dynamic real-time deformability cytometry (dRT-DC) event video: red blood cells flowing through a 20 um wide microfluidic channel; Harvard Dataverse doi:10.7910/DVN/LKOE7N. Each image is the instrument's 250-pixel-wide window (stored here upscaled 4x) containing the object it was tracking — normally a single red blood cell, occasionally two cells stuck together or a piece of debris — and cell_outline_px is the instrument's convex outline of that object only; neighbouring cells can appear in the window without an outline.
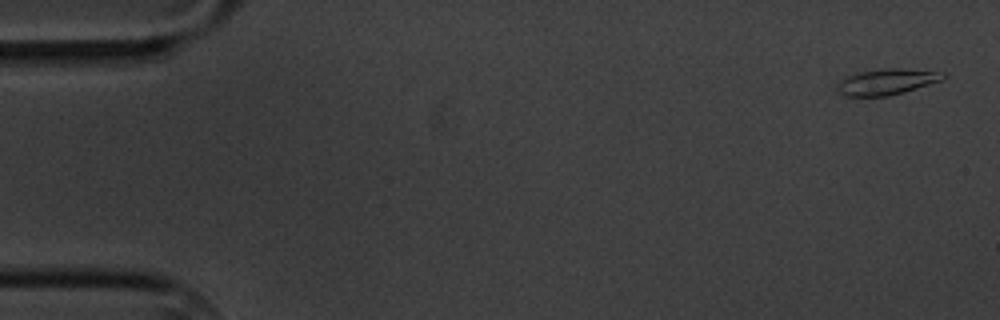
{"species": "common noctule bat (a hibernating species)", "species_latin": "Nyctalus noctula", "temperature_condition": "cold", "stored_images_in_passage": 6, "segment_of_instrument_passage": [2, 2], "camera_frame_rate_fps": 3000, "um_per_image_px": 0.085, "animal": {"sex": "male", "body_mass_g": 20.1, "forearm_length_mm": 53.5}, "frame": {"image": 1, "passage_image": 6, "time_ms": 6.667, "image_size_px": [1000, 320], "cell_outline_px": [[948, 76], [944, 80], [904, 92], [888, 96], [844, 96], [836, 88], [840, 80], [848, 76], [860, 72], [884, 68], [900, 68], [944, 72]], "centroid_in_image_um": [75.43, 6.95], "position_along_channel_um": 9.6, "area_um2": 16.07}}